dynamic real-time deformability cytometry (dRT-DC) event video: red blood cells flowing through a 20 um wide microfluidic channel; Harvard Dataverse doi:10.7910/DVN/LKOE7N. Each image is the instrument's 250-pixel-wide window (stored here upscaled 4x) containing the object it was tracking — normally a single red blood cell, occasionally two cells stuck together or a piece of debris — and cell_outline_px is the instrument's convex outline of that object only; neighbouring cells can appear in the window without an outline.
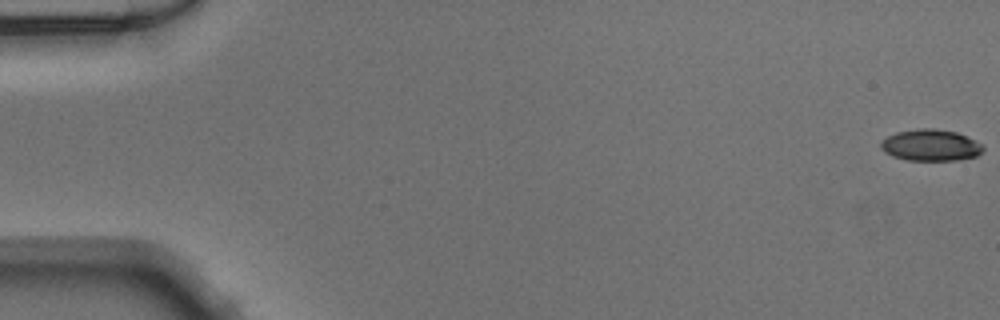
{"species": "Egyptian fruit bat (a non-hibernating species)", "species_latin": "Rousettus aegyptiacus", "temperature_condition": "warm", "stored_images_in_passage": 13, "camera_frame_rate_fps": 3000, "um_per_image_px": 0.085, "animal": {"sex": "male"}, "frame": {"image": 1, "passage_image": 1, "time_ms": 0.0, "image_size_px": [1000, 320], "cell_outline_px": [[984, 148], [976, 156], [956, 160], [908, 160], [892, 156], [884, 152], [880, 148], [880, 140], [896, 132], [916, 128], [932, 128], [956, 132], [976, 140]], "centroid_in_image_um": [79.06, 12.33], "position_along_channel_um": 5.9, "area_um2": 18.79}}